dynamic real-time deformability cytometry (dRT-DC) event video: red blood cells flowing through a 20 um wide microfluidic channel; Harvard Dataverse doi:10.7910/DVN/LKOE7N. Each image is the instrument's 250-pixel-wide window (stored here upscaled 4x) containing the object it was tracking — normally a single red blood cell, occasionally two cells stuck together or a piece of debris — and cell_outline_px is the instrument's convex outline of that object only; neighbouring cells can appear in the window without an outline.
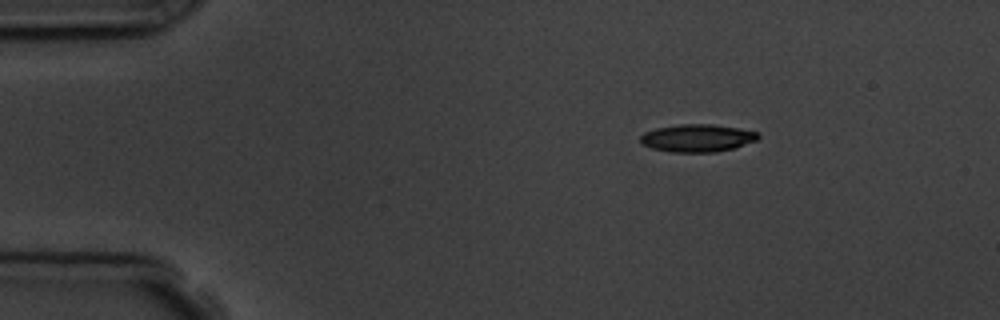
{"species": "common noctule bat (a hibernating species)", "species_latin": "Nyctalus noctula", "temperature_condition": "room temperature", "stored_images_in_passage": 5, "camera_frame_rate_fps": 3000, "um_per_image_px": 0.085, "animal": {"sex": "male", "body_mass_g": 19.5, "forearm_length_mm": 54.6}, "frame": {"image": 1, "passage_image": 1, "time_ms": 0.0, "image_size_px": [1000, 320], "cell_outline_px": [[760, 136], [756, 140], [736, 148], [716, 152], [672, 152], [652, 148], [644, 144], [640, 140], [640, 136], [644, 132], [656, 128], [680, 124], [716, 124], [740, 128], [760, 132]], "centroid_in_image_um": [59.32, 11.72], "position_along_channel_um": 25.7, "area_um2": 19.13}}
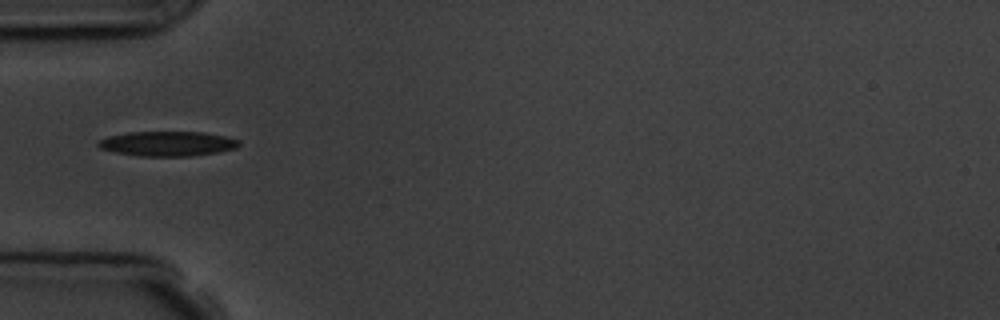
{"frame": {"image": 2, "passage_image": 3, "time_ms": 3.0, "image_size_px": [1000, 320], "cell_outline_px": [[240, 144], [236, 148], [220, 152], [192, 156], [136, 156], [116, 152], [100, 148], [96, 144], [96, 140], [108, 136], [128, 132], [204, 132], [224, 136], [240, 140]], "centroid_in_image_um": [14.22, 12.21], "position_along_channel_um": 70.8, "area_um2": 20.52}}